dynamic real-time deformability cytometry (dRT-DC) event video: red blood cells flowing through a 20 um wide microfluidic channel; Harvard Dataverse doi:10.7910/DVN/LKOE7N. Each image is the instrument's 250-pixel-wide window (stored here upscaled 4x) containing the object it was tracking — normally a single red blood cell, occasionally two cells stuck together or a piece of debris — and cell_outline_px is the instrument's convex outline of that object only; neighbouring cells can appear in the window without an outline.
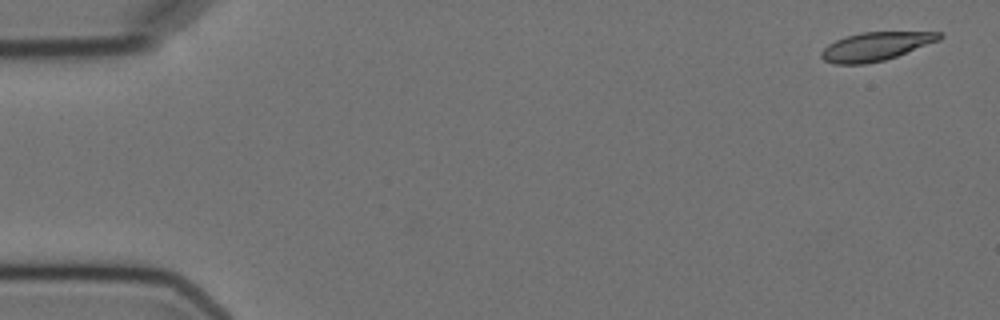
{"species": "Egyptian fruit bat (a non-hibernating species)", "species_latin": "Rousettus aegyptiacus", "temperature_condition": "cold", "stored_images_in_passage": 4, "camera_frame_rate_fps": 3000, "um_per_image_px": 0.085, "animal": {"sex": "female"}, "frame": {"image": 1, "passage_image": 1, "time_ms": 0.0, "image_size_px": [1000, 320], "cell_outline_px": [[944, 36], [940, 40], [896, 56], [884, 60], [864, 64], [832, 64], [824, 60], [820, 56], [820, 52], [828, 44], [836, 40], [860, 32], [940, 32]], "centroid_in_image_um": [74.41, 3.95], "position_along_channel_um": 10.6, "area_um2": 19.48}}